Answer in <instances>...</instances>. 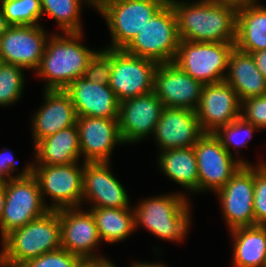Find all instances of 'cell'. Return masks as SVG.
<instances>
[{"instance_id":"32","label":"cell","mask_w":266,"mask_h":267,"mask_svg":"<svg viewBox=\"0 0 266 267\" xmlns=\"http://www.w3.org/2000/svg\"><path fill=\"white\" fill-rule=\"evenodd\" d=\"M256 130L260 129L240 117L228 125L220 127L214 135L221 141L228 153L233 156L230 147L242 148L246 146Z\"/></svg>"},{"instance_id":"37","label":"cell","mask_w":266,"mask_h":267,"mask_svg":"<svg viewBox=\"0 0 266 267\" xmlns=\"http://www.w3.org/2000/svg\"><path fill=\"white\" fill-rule=\"evenodd\" d=\"M16 161L14 159L11 150L0 152V185H5L11 178L26 176L31 173L32 163L25 166V168L16 176H12L13 171L17 169L15 167Z\"/></svg>"},{"instance_id":"8","label":"cell","mask_w":266,"mask_h":267,"mask_svg":"<svg viewBox=\"0 0 266 267\" xmlns=\"http://www.w3.org/2000/svg\"><path fill=\"white\" fill-rule=\"evenodd\" d=\"M235 43L180 40L175 60L182 71L204 84L225 80L230 53Z\"/></svg>"},{"instance_id":"22","label":"cell","mask_w":266,"mask_h":267,"mask_svg":"<svg viewBox=\"0 0 266 267\" xmlns=\"http://www.w3.org/2000/svg\"><path fill=\"white\" fill-rule=\"evenodd\" d=\"M43 102L31 119L34 146L77 121L71 98L64 90H44Z\"/></svg>"},{"instance_id":"1","label":"cell","mask_w":266,"mask_h":267,"mask_svg":"<svg viewBox=\"0 0 266 267\" xmlns=\"http://www.w3.org/2000/svg\"><path fill=\"white\" fill-rule=\"evenodd\" d=\"M174 9L180 40L235 43L238 6L214 0H168Z\"/></svg>"},{"instance_id":"40","label":"cell","mask_w":266,"mask_h":267,"mask_svg":"<svg viewBox=\"0 0 266 267\" xmlns=\"http://www.w3.org/2000/svg\"><path fill=\"white\" fill-rule=\"evenodd\" d=\"M214 1L222 2V3H230V4L236 5L238 7L245 5V4H248V3H256L257 2V0H214Z\"/></svg>"},{"instance_id":"28","label":"cell","mask_w":266,"mask_h":267,"mask_svg":"<svg viewBox=\"0 0 266 267\" xmlns=\"http://www.w3.org/2000/svg\"><path fill=\"white\" fill-rule=\"evenodd\" d=\"M100 239L108 243L124 241L135 230L133 208L90 207Z\"/></svg>"},{"instance_id":"31","label":"cell","mask_w":266,"mask_h":267,"mask_svg":"<svg viewBox=\"0 0 266 267\" xmlns=\"http://www.w3.org/2000/svg\"><path fill=\"white\" fill-rule=\"evenodd\" d=\"M23 68L2 62L0 64V106H9L23 95L25 77Z\"/></svg>"},{"instance_id":"30","label":"cell","mask_w":266,"mask_h":267,"mask_svg":"<svg viewBox=\"0 0 266 267\" xmlns=\"http://www.w3.org/2000/svg\"><path fill=\"white\" fill-rule=\"evenodd\" d=\"M0 7L10 26L41 25L42 18L40 0H3Z\"/></svg>"},{"instance_id":"44","label":"cell","mask_w":266,"mask_h":267,"mask_svg":"<svg viewBox=\"0 0 266 267\" xmlns=\"http://www.w3.org/2000/svg\"><path fill=\"white\" fill-rule=\"evenodd\" d=\"M104 267H117L112 261H109Z\"/></svg>"},{"instance_id":"20","label":"cell","mask_w":266,"mask_h":267,"mask_svg":"<svg viewBox=\"0 0 266 267\" xmlns=\"http://www.w3.org/2000/svg\"><path fill=\"white\" fill-rule=\"evenodd\" d=\"M205 133L200 127L196 111L186 108L164 107L155 126L153 137L160 152L194 147Z\"/></svg>"},{"instance_id":"2","label":"cell","mask_w":266,"mask_h":267,"mask_svg":"<svg viewBox=\"0 0 266 267\" xmlns=\"http://www.w3.org/2000/svg\"><path fill=\"white\" fill-rule=\"evenodd\" d=\"M82 32L51 33L36 74L44 78L45 90H64L83 77L89 61L98 52L81 44Z\"/></svg>"},{"instance_id":"3","label":"cell","mask_w":266,"mask_h":267,"mask_svg":"<svg viewBox=\"0 0 266 267\" xmlns=\"http://www.w3.org/2000/svg\"><path fill=\"white\" fill-rule=\"evenodd\" d=\"M0 261L7 267H19L26 260L61 248V224L57 210L13 230L2 240Z\"/></svg>"},{"instance_id":"5","label":"cell","mask_w":266,"mask_h":267,"mask_svg":"<svg viewBox=\"0 0 266 267\" xmlns=\"http://www.w3.org/2000/svg\"><path fill=\"white\" fill-rule=\"evenodd\" d=\"M168 0H96L95 9L107 22L111 45L125 49Z\"/></svg>"},{"instance_id":"4","label":"cell","mask_w":266,"mask_h":267,"mask_svg":"<svg viewBox=\"0 0 266 267\" xmlns=\"http://www.w3.org/2000/svg\"><path fill=\"white\" fill-rule=\"evenodd\" d=\"M184 195L179 192L168 193L141 200L133 209L135 230L142 225L163 240L173 242L185 240L191 225V205L186 194Z\"/></svg>"},{"instance_id":"6","label":"cell","mask_w":266,"mask_h":267,"mask_svg":"<svg viewBox=\"0 0 266 267\" xmlns=\"http://www.w3.org/2000/svg\"><path fill=\"white\" fill-rule=\"evenodd\" d=\"M179 43L176 15L167 2L124 50L158 64L171 63L175 60Z\"/></svg>"},{"instance_id":"46","label":"cell","mask_w":266,"mask_h":267,"mask_svg":"<svg viewBox=\"0 0 266 267\" xmlns=\"http://www.w3.org/2000/svg\"><path fill=\"white\" fill-rule=\"evenodd\" d=\"M0 267H7L2 261H0Z\"/></svg>"},{"instance_id":"16","label":"cell","mask_w":266,"mask_h":267,"mask_svg":"<svg viewBox=\"0 0 266 267\" xmlns=\"http://www.w3.org/2000/svg\"><path fill=\"white\" fill-rule=\"evenodd\" d=\"M164 106L154 92L120 102L118 125L124 144L153 135Z\"/></svg>"},{"instance_id":"18","label":"cell","mask_w":266,"mask_h":267,"mask_svg":"<svg viewBox=\"0 0 266 267\" xmlns=\"http://www.w3.org/2000/svg\"><path fill=\"white\" fill-rule=\"evenodd\" d=\"M61 224V248L77 255L79 258L104 257L96 254L94 249L100 239L93 214L80 207L57 210Z\"/></svg>"},{"instance_id":"21","label":"cell","mask_w":266,"mask_h":267,"mask_svg":"<svg viewBox=\"0 0 266 267\" xmlns=\"http://www.w3.org/2000/svg\"><path fill=\"white\" fill-rule=\"evenodd\" d=\"M64 91L70 96L77 116L118 119L120 102L108 84L79 77Z\"/></svg>"},{"instance_id":"7","label":"cell","mask_w":266,"mask_h":267,"mask_svg":"<svg viewBox=\"0 0 266 267\" xmlns=\"http://www.w3.org/2000/svg\"><path fill=\"white\" fill-rule=\"evenodd\" d=\"M48 211L50 209L45 205L39 183L32 173L11 178L5 184V204L0 219L1 240Z\"/></svg>"},{"instance_id":"38","label":"cell","mask_w":266,"mask_h":267,"mask_svg":"<svg viewBox=\"0 0 266 267\" xmlns=\"http://www.w3.org/2000/svg\"><path fill=\"white\" fill-rule=\"evenodd\" d=\"M109 261L106 257L79 258L74 267H104Z\"/></svg>"},{"instance_id":"13","label":"cell","mask_w":266,"mask_h":267,"mask_svg":"<svg viewBox=\"0 0 266 267\" xmlns=\"http://www.w3.org/2000/svg\"><path fill=\"white\" fill-rule=\"evenodd\" d=\"M196 116L204 133H215L241 117V101L225 80L204 84Z\"/></svg>"},{"instance_id":"10","label":"cell","mask_w":266,"mask_h":267,"mask_svg":"<svg viewBox=\"0 0 266 267\" xmlns=\"http://www.w3.org/2000/svg\"><path fill=\"white\" fill-rule=\"evenodd\" d=\"M198 169V193L217 192L240 170L251 165L234 157L222 146L214 133H205L194 145ZM205 190V191H204Z\"/></svg>"},{"instance_id":"9","label":"cell","mask_w":266,"mask_h":267,"mask_svg":"<svg viewBox=\"0 0 266 267\" xmlns=\"http://www.w3.org/2000/svg\"><path fill=\"white\" fill-rule=\"evenodd\" d=\"M79 164V165H78ZM84 162L68 165H35L31 173L36 177L42 199L50 210L82 207ZM49 196L51 205L45 202Z\"/></svg>"},{"instance_id":"27","label":"cell","mask_w":266,"mask_h":267,"mask_svg":"<svg viewBox=\"0 0 266 267\" xmlns=\"http://www.w3.org/2000/svg\"><path fill=\"white\" fill-rule=\"evenodd\" d=\"M163 174L189 192H198V169L194 147L163 151L158 156Z\"/></svg>"},{"instance_id":"36","label":"cell","mask_w":266,"mask_h":267,"mask_svg":"<svg viewBox=\"0 0 266 267\" xmlns=\"http://www.w3.org/2000/svg\"><path fill=\"white\" fill-rule=\"evenodd\" d=\"M241 117L257 126L260 130L266 128V95L252 97L241 102Z\"/></svg>"},{"instance_id":"33","label":"cell","mask_w":266,"mask_h":267,"mask_svg":"<svg viewBox=\"0 0 266 267\" xmlns=\"http://www.w3.org/2000/svg\"><path fill=\"white\" fill-rule=\"evenodd\" d=\"M254 215L255 225L266 226V162L254 166Z\"/></svg>"},{"instance_id":"19","label":"cell","mask_w":266,"mask_h":267,"mask_svg":"<svg viewBox=\"0 0 266 267\" xmlns=\"http://www.w3.org/2000/svg\"><path fill=\"white\" fill-rule=\"evenodd\" d=\"M84 201L93 203L91 207L131 208L127 191L111 173L110 162L84 163Z\"/></svg>"},{"instance_id":"34","label":"cell","mask_w":266,"mask_h":267,"mask_svg":"<svg viewBox=\"0 0 266 267\" xmlns=\"http://www.w3.org/2000/svg\"><path fill=\"white\" fill-rule=\"evenodd\" d=\"M111 75V48L100 49L89 61L83 77L98 84H109Z\"/></svg>"},{"instance_id":"45","label":"cell","mask_w":266,"mask_h":267,"mask_svg":"<svg viewBox=\"0 0 266 267\" xmlns=\"http://www.w3.org/2000/svg\"><path fill=\"white\" fill-rule=\"evenodd\" d=\"M2 38H3V35H0V57H1V52H2Z\"/></svg>"},{"instance_id":"26","label":"cell","mask_w":266,"mask_h":267,"mask_svg":"<svg viewBox=\"0 0 266 267\" xmlns=\"http://www.w3.org/2000/svg\"><path fill=\"white\" fill-rule=\"evenodd\" d=\"M233 237V267H266V226L240 227Z\"/></svg>"},{"instance_id":"29","label":"cell","mask_w":266,"mask_h":267,"mask_svg":"<svg viewBox=\"0 0 266 267\" xmlns=\"http://www.w3.org/2000/svg\"><path fill=\"white\" fill-rule=\"evenodd\" d=\"M42 15H48L56 20L60 31L82 32L80 13L82 5L95 8L96 0H40ZM84 3V4H83Z\"/></svg>"},{"instance_id":"25","label":"cell","mask_w":266,"mask_h":267,"mask_svg":"<svg viewBox=\"0 0 266 267\" xmlns=\"http://www.w3.org/2000/svg\"><path fill=\"white\" fill-rule=\"evenodd\" d=\"M235 47L246 53L266 49V7L248 3L238 7Z\"/></svg>"},{"instance_id":"35","label":"cell","mask_w":266,"mask_h":267,"mask_svg":"<svg viewBox=\"0 0 266 267\" xmlns=\"http://www.w3.org/2000/svg\"><path fill=\"white\" fill-rule=\"evenodd\" d=\"M79 257L60 248L39 257L26 260L19 267H74Z\"/></svg>"},{"instance_id":"11","label":"cell","mask_w":266,"mask_h":267,"mask_svg":"<svg viewBox=\"0 0 266 267\" xmlns=\"http://www.w3.org/2000/svg\"><path fill=\"white\" fill-rule=\"evenodd\" d=\"M158 63L137 57L124 49H111L109 87L119 102L153 92Z\"/></svg>"},{"instance_id":"24","label":"cell","mask_w":266,"mask_h":267,"mask_svg":"<svg viewBox=\"0 0 266 267\" xmlns=\"http://www.w3.org/2000/svg\"><path fill=\"white\" fill-rule=\"evenodd\" d=\"M36 165H68L81 158L77 125L40 140L34 146Z\"/></svg>"},{"instance_id":"17","label":"cell","mask_w":266,"mask_h":267,"mask_svg":"<svg viewBox=\"0 0 266 267\" xmlns=\"http://www.w3.org/2000/svg\"><path fill=\"white\" fill-rule=\"evenodd\" d=\"M76 125L84 163L110 162L115 145L124 144L118 119L77 116Z\"/></svg>"},{"instance_id":"42","label":"cell","mask_w":266,"mask_h":267,"mask_svg":"<svg viewBox=\"0 0 266 267\" xmlns=\"http://www.w3.org/2000/svg\"><path fill=\"white\" fill-rule=\"evenodd\" d=\"M131 267H166V265L162 263H149V262H134Z\"/></svg>"},{"instance_id":"43","label":"cell","mask_w":266,"mask_h":267,"mask_svg":"<svg viewBox=\"0 0 266 267\" xmlns=\"http://www.w3.org/2000/svg\"><path fill=\"white\" fill-rule=\"evenodd\" d=\"M5 204V185H0V219L3 214Z\"/></svg>"},{"instance_id":"23","label":"cell","mask_w":266,"mask_h":267,"mask_svg":"<svg viewBox=\"0 0 266 267\" xmlns=\"http://www.w3.org/2000/svg\"><path fill=\"white\" fill-rule=\"evenodd\" d=\"M226 72L225 81L235 90L241 102L266 95V79L258 70L250 53L234 47Z\"/></svg>"},{"instance_id":"12","label":"cell","mask_w":266,"mask_h":267,"mask_svg":"<svg viewBox=\"0 0 266 267\" xmlns=\"http://www.w3.org/2000/svg\"><path fill=\"white\" fill-rule=\"evenodd\" d=\"M215 194L219 196L221 213L229 231L255 226L254 165H243Z\"/></svg>"},{"instance_id":"39","label":"cell","mask_w":266,"mask_h":267,"mask_svg":"<svg viewBox=\"0 0 266 267\" xmlns=\"http://www.w3.org/2000/svg\"><path fill=\"white\" fill-rule=\"evenodd\" d=\"M258 70L266 79V49L251 53Z\"/></svg>"},{"instance_id":"14","label":"cell","mask_w":266,"mask_h":267,"mask_svg":"<svg viewBox=\"0 0 266 267\" xmlns=\"http://www.w3.org/2000/svg\"><path fill=\"white\" fill-rule=\"evenodd\" d=\"M203 84L182 71L174 62L158 64L153 92L167 108L196 111Z\"/></svg>"},{"instance_id":"41","label":"cell","mask_w":266,"mask_h":267,"mask_svg":"<svg viewBox=\"0 0 266 267\" xmlns=\"http://www.w3.org/2000/svg\"><path fill=\"white\" fill-rule=\"evenodd\" d=\"M10 27L8 24L6 17L3 14V11L0 7V35H3L5 31Z\"/></svg>"},{"instance_id":"15","label":"cell","mask_w":266,"mask_h":267,"mask_svg":"<svg viewBox=\"0 0 266 267\" xmlns=\"http://www.w3.org/2000/svg\"><path fill=\"white\" fill-rule=\"evenodd\" d=\"M45 32L41 25L10 26L2 38V62L36 71L49 37Z\"/></svg>"}]
</instances>
